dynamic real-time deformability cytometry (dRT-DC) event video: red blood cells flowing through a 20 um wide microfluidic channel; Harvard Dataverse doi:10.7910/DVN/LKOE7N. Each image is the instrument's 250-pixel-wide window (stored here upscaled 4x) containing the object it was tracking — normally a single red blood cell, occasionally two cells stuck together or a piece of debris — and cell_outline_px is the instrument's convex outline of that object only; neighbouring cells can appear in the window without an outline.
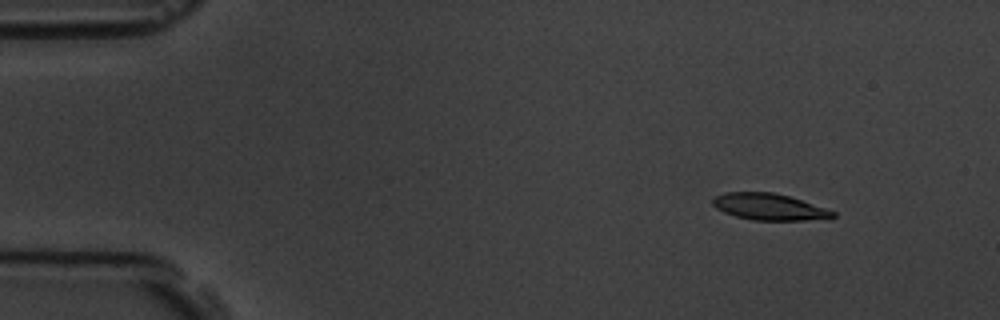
{"species": "common noctule bat (a hibernating species)", "species_latin": "Nyctalus noctula", "temperature_condition": "room temperature", "stored_images_in_passage": 4, "camera_frame_rate_fps": 3000, "um_per_image_px": 0.085, "animal": {"sex": "male", "body_mass_g": 19.5, "forearm_length_mm": 54.6}, "frame": {"image": 1, "passage_image": 2, "time_ms": 1.0, "image_size_px": [1000, 320], "cell_outline_px": [[836, 216], [804, 220], [752, 220], [736, 216], [724, 212], [716, 208], [712, 204], [712, 200], [716, 196], [724, 192], [772, 192], [788, 196], [836, 212]], "centroid_in_image_um": [65.31, 17.57], "position_along_channel_um": 19.7, "area_um2": 18.21}}
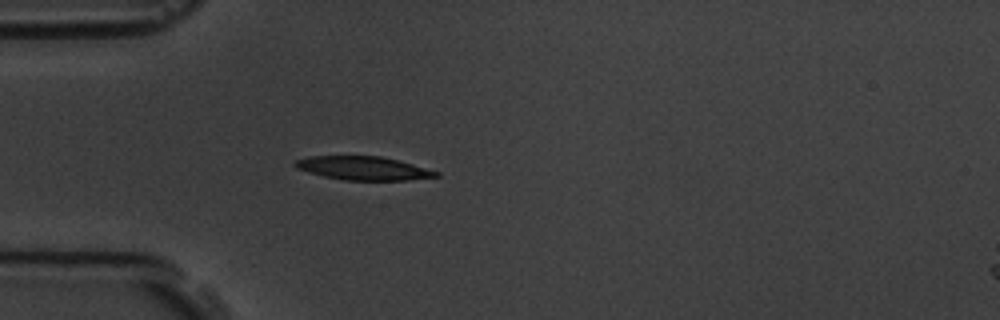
{"frame": {"image": 2, "passage_image": 4, "time_ms": 4.333, "image_size_px": [1000, 320], "cell_outline_px": [[440, 176], [408, 180], [344, 180], [324, 176], [308, 172], [296, 168], [292, 164], [296, 160], [308, 156], [380, 156], [400, 160], [440, 172]], "centroid_in_image_um": [30.89, 14.29], "position_along_channel_um": 54.1, "area_um2": 19.42}}